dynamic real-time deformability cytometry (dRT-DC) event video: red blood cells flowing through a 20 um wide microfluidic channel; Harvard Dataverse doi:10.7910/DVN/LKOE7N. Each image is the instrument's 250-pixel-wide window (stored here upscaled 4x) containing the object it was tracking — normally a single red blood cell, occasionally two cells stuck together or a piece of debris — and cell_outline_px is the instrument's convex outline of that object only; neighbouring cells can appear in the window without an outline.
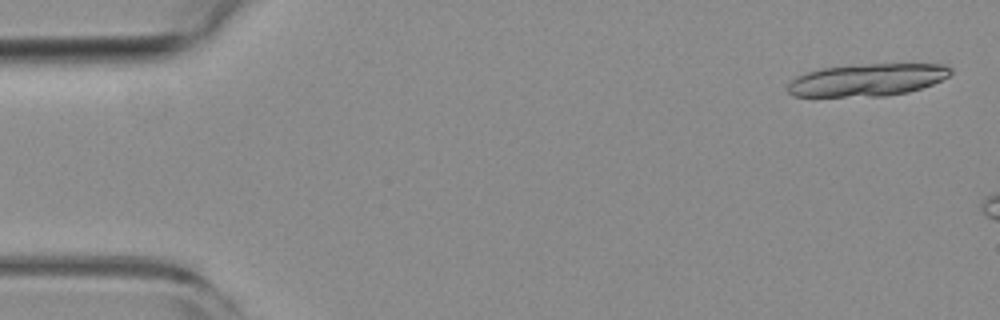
{"species": "common noctule bat (a hibernating species)", "species_latin": "Nyctalus noctula", "temperature_condition": "room temperature", "stored_images_in_passage": 8, "camera_frame_rate_fps": 3000, "um_per_image_px": 0.085, "animal": {"sex": "female", "body_mass_g": 19.3, "forearm_length_mm": 54.1}, "frame": {"image": 1, "passage_image": 2, "time_ms": 0.333, "image_size_px": [1000, 320], "cell_outline_px": [[952, 72], [948, 76], [932, 84], [908, 92], [884, 96], [792, 96], [788, 92], [788, 84], [796, 76], [820, 68], [868, 64], [944, 64], [952, 68]], "centroid_in_image_um": [73.72, 6.79], "position_along_channel_um": 11.3, "area_um2": 30.52}}